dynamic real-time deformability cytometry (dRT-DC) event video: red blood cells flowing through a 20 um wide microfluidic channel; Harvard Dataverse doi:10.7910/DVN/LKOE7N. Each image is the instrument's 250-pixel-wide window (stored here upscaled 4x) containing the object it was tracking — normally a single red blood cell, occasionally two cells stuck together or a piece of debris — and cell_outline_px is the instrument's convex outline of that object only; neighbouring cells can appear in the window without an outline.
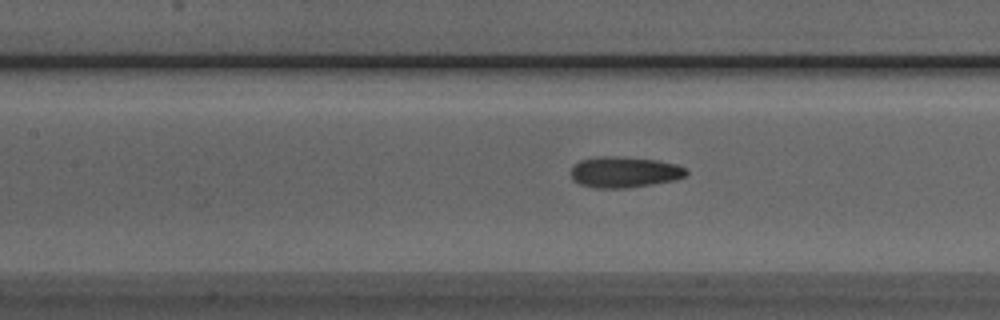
{"species": "Egyptian fruit bat (a non-hibernating species)", "species_latin": "Rousettus aegyptiacus", "temperature_condition": "room temperature", "stored_images_in_passage": 31, "camera_frame_rate_fps": 3000, "um_per_image_px": 0.085, "animal": {"sex": "male"}, "frame": {"image": 1, "passage_image": 7, "time_ms": 2.0, "image_size_px": [1000, 320], "cell_outline_px": [[688, 172], [684, 176], [676, 180], [652, 184], [624, 188], [592, 188], [580, 184], [572, 180], [572, 168], [580, 160], [604, 156], [608, 156], [656, 160], [676, 164], [684, 168]], "centroid_in_image_um": [53.06, 14.64], "position_along_channel_um": 154.3, "area_um2": 20.52}}
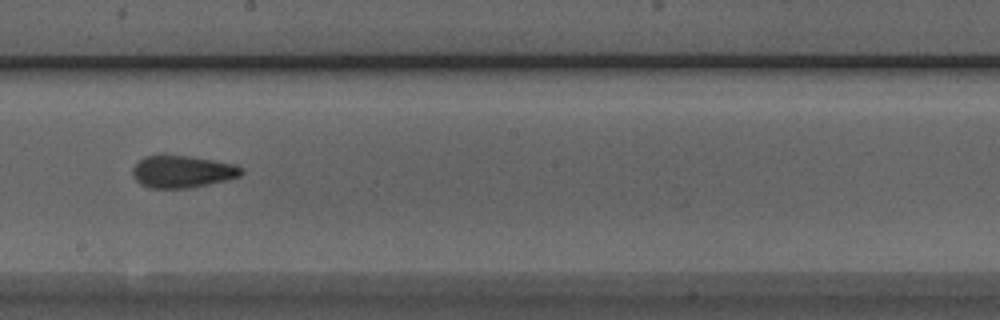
{"frame": {"image": 2, "passage_image": 13, "time_ms": 4.0, "image_size_px": [1000, 320], "cell_outline_px": [[244, 172], [240, 176], [228, 180], [192, 188], [148, 188], [140, 184], [132, 176], [132, 168], [144, 156], [188, 156], [236, 164], [244, 168]], "centroid_in_image_um": [15.53, 14.61], "position_along_channel_um": 232.7, "area_um2": 20.52}}
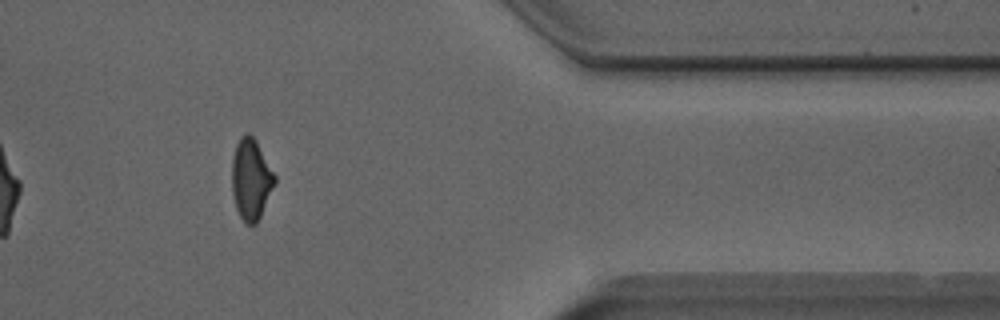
{"frame": {"image": 3, "passage_image": 27, "time_ms": 8.667, "image_size_px": [1000, 320], "cell_outline_px": [[276, 180], [260, 216], [256, 224], [244, 224], [236, 208], [232, 192], [232, 160], [236, 144], [240, 136], [248, 132], [256, 140], [276, 176]], "centroid_in_image_um": [21.32, 15.22], "position_along_channel_um": 390.1, "area_um2": 20.06}}